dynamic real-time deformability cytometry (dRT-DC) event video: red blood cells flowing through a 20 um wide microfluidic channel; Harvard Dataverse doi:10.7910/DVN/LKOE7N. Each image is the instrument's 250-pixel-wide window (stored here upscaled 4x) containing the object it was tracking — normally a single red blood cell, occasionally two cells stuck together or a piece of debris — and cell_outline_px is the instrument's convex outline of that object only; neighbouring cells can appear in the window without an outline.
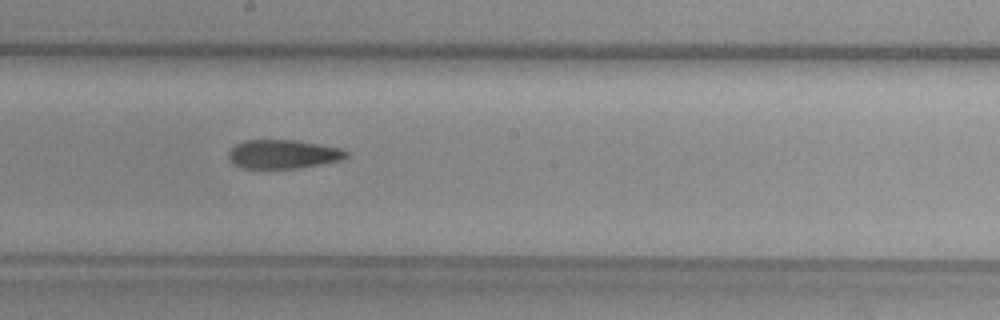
{"species": "common noctule bat (a hibernating species)", "species_latin": "Nyctalus noctula", "temperature_condition": "warm", "stored_images_in_passage": 35, "camera_frame_rate_fps": 3000, "um_per_image_px": 0.085, "animal": {"sex": "female", "body_mass_g": 29.2, "forearm_length_mm": 56.3}, "frame": {"image": 1, "passage_image": 16, "time_ms": 5.0, "image_size_px": [1000, 320], "cell_outline_px": [[348, 156], [340, 160], [300, 168], [244, 168], [236, 164], [228, 156], [228, 152], [236, 144], [244, 140], [296, 140], [340, 148], [348, 152]], "centroid_in_image_um": [24.07, 13.1], "position_along_channel_um": 224.1, "area_um2": 19.54}}